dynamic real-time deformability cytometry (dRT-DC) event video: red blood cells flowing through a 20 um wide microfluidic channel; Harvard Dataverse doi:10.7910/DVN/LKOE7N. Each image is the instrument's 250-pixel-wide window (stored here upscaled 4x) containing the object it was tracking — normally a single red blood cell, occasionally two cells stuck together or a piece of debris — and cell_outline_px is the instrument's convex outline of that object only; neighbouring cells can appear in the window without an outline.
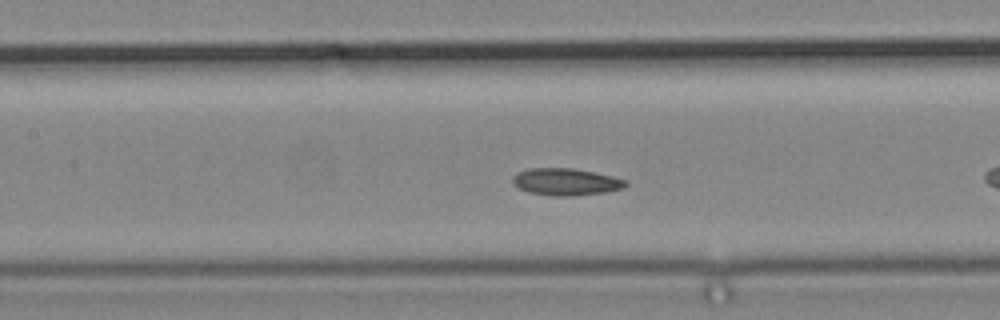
{"species": "common noctule bat (a hibernating species)", "species_latin": "Nyctalus noctula", "temperature_condition": "cold", "stored_images_in_passage": 32, "camera_frame_rate_fps": 3000, "um_per_image_px": 0.085, "animal": {"sex": "male", "body_mass_g": 19.2, "forearm_length_mm": 51.8}, "frame": {"image": 1, "passage_image": 10, "time_ms": 3.0, "image_size_px": [1000, 320], "cell_outline_px": [[628, 184], [624, 188], [604, 192], [572, 196], [552, 196], [528, 192], [520, 188], [512, 180], [512, 176], [516, 172], [528, 168], [572, 168], [612, 176], [628, 180]], "centroid_in_image_um": [48.1, 15.45], "position_along_channel_um": 159.3, "area_um2": 17.8}}
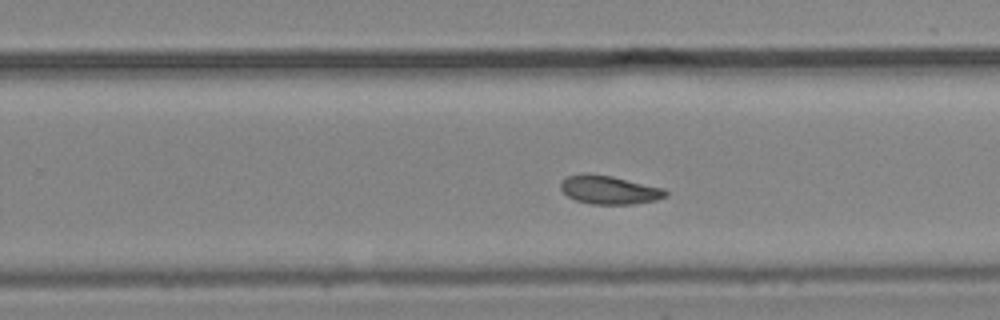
{"frame": {"image": 2, "passage_image": 19, "time_ms": 6.0, "image_size_px": [1000, 320], "cell_outline_px": [[668, 196], [656, 200], [636, 204], [592, 204], [576, 200], [568, 196], [560, 188], [560, 184], [568, 176], [584, 172], [588, 172], [612, 176], [664, 188], [668, 192]], "centroid_in_image_um": [51.81, 16.13], "position_along_channel_um": 278.0, "area_um2": 17.57}}